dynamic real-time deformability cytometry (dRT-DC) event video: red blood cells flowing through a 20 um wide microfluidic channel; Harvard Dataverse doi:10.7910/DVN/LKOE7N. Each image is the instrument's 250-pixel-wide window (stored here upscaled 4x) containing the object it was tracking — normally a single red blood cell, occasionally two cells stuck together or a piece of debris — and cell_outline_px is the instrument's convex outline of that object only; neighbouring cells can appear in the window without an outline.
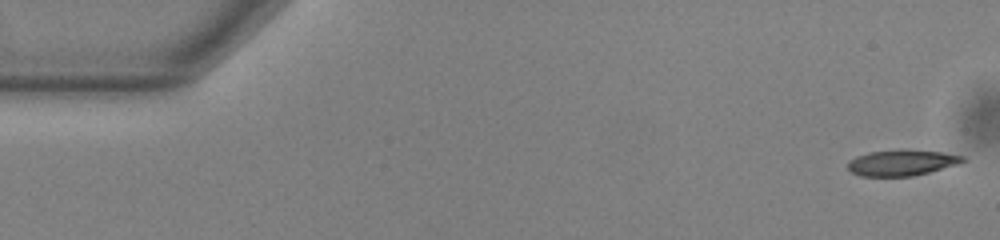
{"species": "common noctule bat (a hibernating species)", "species_latin": "Nyctalus noctula", "temperature_condition": "warm", "stored_images_in_passage": 53, "camera_frame_rate_fps": 3000, "um_per_image_px": 0.085, "animal": {"sex": "male", "body_mass_g": 13.0, "forearm_length_mm": 53.1}, "frame": {"image": 1, "passage_image": 1, "time_ms": 0.0, "image_size_px": [1000, 240], "cell_outline_px": [[968, 160], [956, 164], [928, 172], [912, 176], [860, 176], [852, 172], [848, 168], [848, 160], [856, 156], [868, 152], [904, 148], [944, 152], [964, 156]], "centroid_in_image_um": [76.64, 13.8], "position_along_channel_um": 8.4, "area_um2": 17.57}}
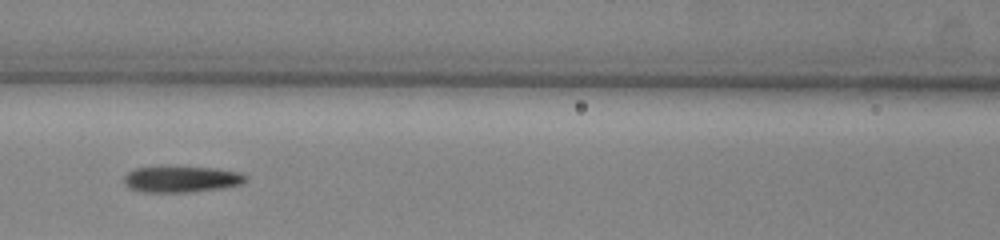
{"frame": {"image": 2, "passage_image": 23, "time_ms": 7.333, "image_size_px": [1000, 240], "cell_outline_px": [[248, 180], [240, 184], [224, 188], [188, 192], [140, 192], [124, 184], [124, 176], [128, 172], [136, 168], [160, 164], [164, 164], [216, 168], [240, 172], [248, 176]], "centroid_in_image_um": [15.41, 15.18], "position_along_channel_um": 151.2, "area_um2": 19.48}}
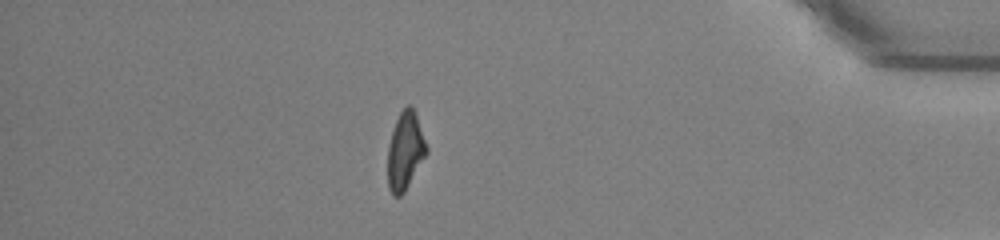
{"frame": {"image": 3, "passage_image": 46, "time_ms": 15.0, "image_size_px": [1000, 240], "cell_outline_px": [[428, 152], [404, 192], [400, 196], [392, 196], [388, 188], [388, 148], [392, 132], [396, 120], [400, 112], [408, 104], [412, 108], [416, 116], [428, 148]], "centroid_in_image_um": [34.43, 12.87], "position_along_channel_um": 400.8, "area_um2": 17.28}, "authors_computed_cell_mechanics": {"area_um2": 18.2648, "velocity_mm_per_s": 3.8283, "shape_relaxation_time_tau1_ms": 5.8151, "shape_relaxation_time_tau2_ms": 3.7128, "deformation_change_tau1": 0.1849, "deformation_change_tau2": 0.1283}}